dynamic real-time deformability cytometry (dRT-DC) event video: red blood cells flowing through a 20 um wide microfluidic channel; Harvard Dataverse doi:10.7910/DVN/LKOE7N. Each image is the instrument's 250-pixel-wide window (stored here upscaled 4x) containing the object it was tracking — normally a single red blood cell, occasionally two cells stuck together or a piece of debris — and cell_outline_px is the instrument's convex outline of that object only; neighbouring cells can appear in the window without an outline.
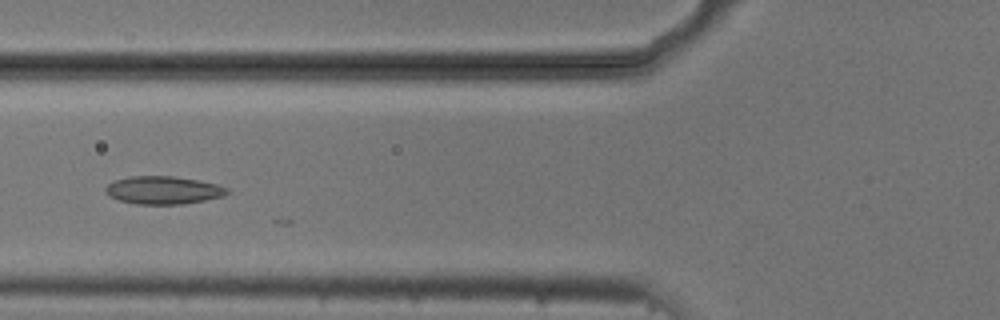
{"species": "common noctule bat (a hibernating species)", "species_latin": "Nyctalus noctula", "temperature_condition": "cold", "stored_images_in_passage": 25, "camera_frame_rate_fps": 3000, "um_per_image_px": 0.085, "animal": {"sex": "male", "body_mass_g": 20.5, "forearm_length_mm": 52.5}, "frame": {"image": 1, "passage_image": 21, "time_ms": 6.667, "image_size_px": [1000, 320], "cell_outline_px": [[228, 192], [224, 196], [184, 204], [136, 204], [120, 200], [104, 192], [104, 188], [112, 180], [128, 176], [172, 176], [196, 180], [216, 184], [228, 188]], "centroid_in_image_um": [13.84, 16.16], "position_along_channel_um": 112.0, "area_um2": 19.71}}
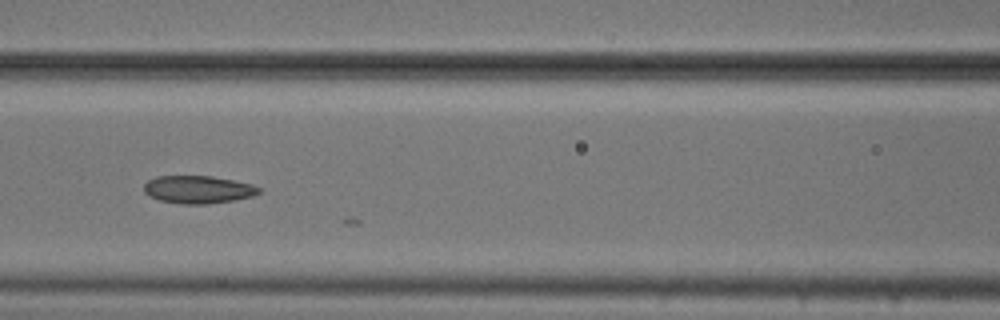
{"frame": {"image": 2, "passage_image": 24, "time_ms": 7.667, "image_size_px": [1000, 320], "cell_outline_px": [[260, 192], [252, 196], [236, 200], [208, 204], [180, 204], [160, 200], [148, 196], [144, 192], [144, 184], [148, 180], [156, 176], [212, 176], [252, 184], [260, 188]], "centroid_in_image_um": [16.82, 16.11], "position_along_channel_um": 149.8, "area_um2": 18.67}}